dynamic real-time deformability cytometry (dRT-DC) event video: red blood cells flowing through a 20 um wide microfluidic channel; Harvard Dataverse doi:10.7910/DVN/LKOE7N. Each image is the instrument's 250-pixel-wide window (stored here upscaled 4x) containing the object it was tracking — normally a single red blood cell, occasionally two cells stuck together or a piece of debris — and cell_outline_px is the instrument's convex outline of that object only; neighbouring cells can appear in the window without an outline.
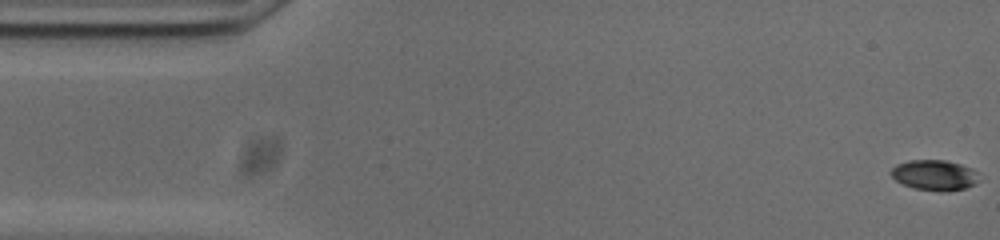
{"species": "common noctule bat (a hibernating species)", "species_latin": "Nyctalus noctula", "temperature_condition": "cold", "stored_images_in_passage": 54, "camera_frame_rate_fps": 3000, "um_per_image_px": 0.085, "animal": {"sex": "male", "body_mass_g": 20.0, "forearm_length_mm": 53.3}, "frame": {"image": 1, "passage_image": 1, "time_ms": 0.0, "image_size_px": [1000, 240], "cell_outline_px": [[976, 184], [964, 188], [916, 188], [904, 184], [896, 180], [888, 172], [896, 164], [908, 160], [944, 160], [960, 164], [972, 168], [976, 172]], "centroid_in_image_um": [79.37, 14.81], "position_along_channel_um": 5.6, "area_um2": 14.74}}
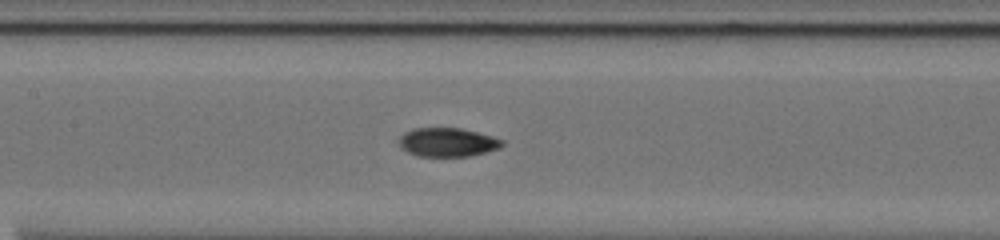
{"frame": {"image": 2, "passage_image": 24, "time_ms": 7.667, "image_size_px": [1000, 240], "cell_outline_px": [[504, 144], [500, 148], [468, 156], [420, 156], [408, 152], [400, 148], [396, 140], [404, 132], [412, 128], [460, 128], [492, 136], [504, 140]], "centroid_in_image_um": [37.99, 12.08], "position_along_channel_um": 169.4, "area_um2": 17.4}}
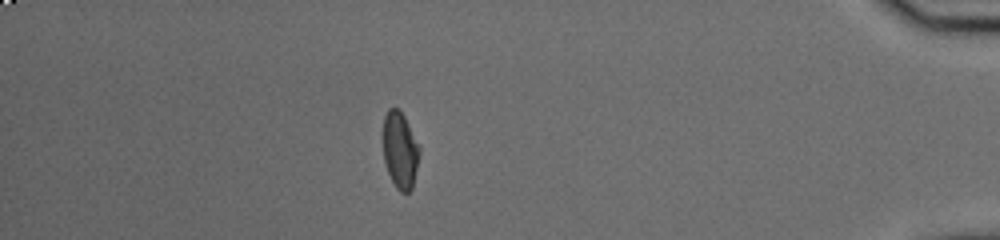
{"frame": {"image": 3, "passage_image": 47, "time_ms": 15.333, "image_size_px": [1000, 240], "cell_outline_px": [[420, 152], [412, 188], [408, 192], [400, 192], [396, 188], [388, 172], [384, 160], [384, 116], [388, 108], [400, 108], [420, 148]], "centroid_in_image_um": [34.01, 12.75], "position_along_channel_um": 401.2, "area_um2": 16.01}, "authors_computed_cell_mechanics": {"area_um2": 16.9065, "velocity_mm_per_s": 3.7288, "shape_relaxation_time_tau1_ms": 4.5316, "shape_relaxation_time_tau2_ms": 1.5561, "deformation_change_tau1": 0.1787, "deformation_change_tau2": 0.0537}}